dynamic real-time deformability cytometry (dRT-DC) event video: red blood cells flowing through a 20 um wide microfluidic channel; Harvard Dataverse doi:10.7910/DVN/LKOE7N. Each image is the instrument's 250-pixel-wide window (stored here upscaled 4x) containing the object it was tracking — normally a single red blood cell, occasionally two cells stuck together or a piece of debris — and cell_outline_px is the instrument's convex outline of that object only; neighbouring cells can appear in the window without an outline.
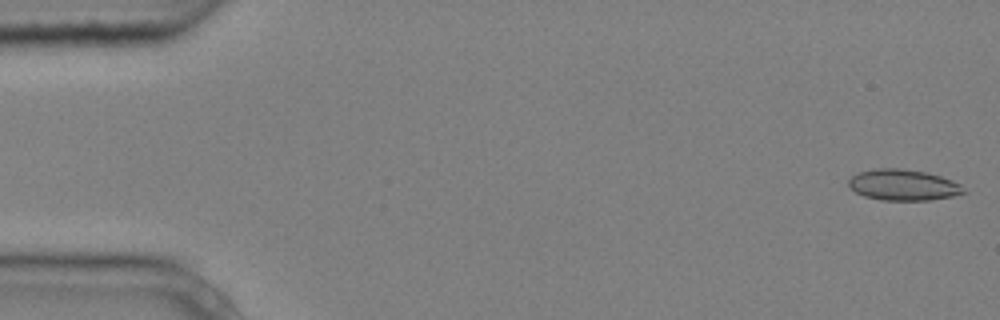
{"species": "common noctule bat (a hibernating species)", "species_latin": "Nyctalus noctula", "temperature_condition": "cold", "stored_images_in_passage": 5, "segment_of_instrument_passage": [2, 2], "camera_frame_rate_fps": 3000, "um_per_image_px": 0.085, "animal": {"sex": "male", "body_mass_g": 20.4}, "frame": {"image": 1, "passage_image": 5, "time_ms": 1.333, "image_size_px": [1000, 320], "cell_outline_px": [[964, 192], [952, 196], [932, 200], [880, 200], [864, 196], [856, 192], [848, 184], [848, 180], [852, 176], [860, 172], [876, 168], [900, 168], [924, 172], [940, 176], [952, 180], [960, 184]], "centroid_in_image_um": [76.75, 15.72], "position_along_channel_um": 8.3, "area_um2": 20.58}}